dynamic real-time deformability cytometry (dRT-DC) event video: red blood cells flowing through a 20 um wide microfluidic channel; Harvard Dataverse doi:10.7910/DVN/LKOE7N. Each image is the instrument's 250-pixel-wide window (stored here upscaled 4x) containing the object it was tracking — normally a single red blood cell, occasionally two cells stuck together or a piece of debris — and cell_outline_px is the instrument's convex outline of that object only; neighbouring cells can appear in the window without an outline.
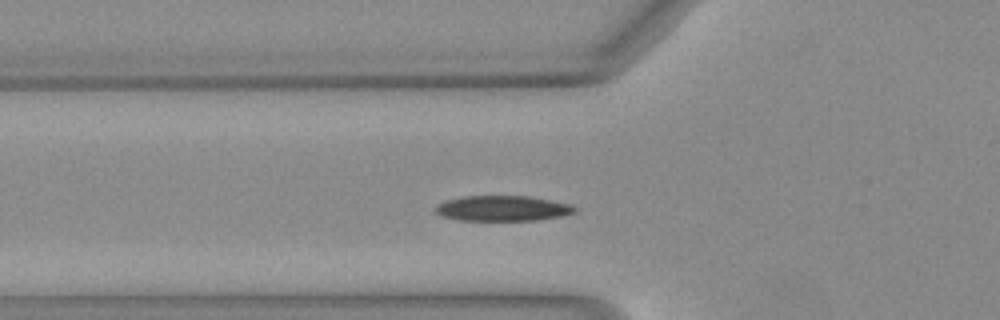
{"species": "Egyptian fruit bat (a non-hibernating species)", "species_latin": "Rousettus aegyptiacus", "temperature_condition": "warm", "stored_images_in_passage": 34, "camera_frame_rate_fps": 3000, "um_per_image_px": 0.085, "animal": {"sex": "female"}, "frame": {"image": 1, "passage_image": 2, "time_ms": 0.333, "image_size_px": [1000, 320], "cell_outline_px": [[576, 212], [560, 216], [540, 220], [460, 220], [440, 216], [432, 208], [436, 204], [448, 200], [464, 196], [528, 196], [568, 204], [576, 208]], "centroid_in_image_um": [42.66, 17.71], "position_along_channel_um": 83.1, "area_um2": 20.46}}
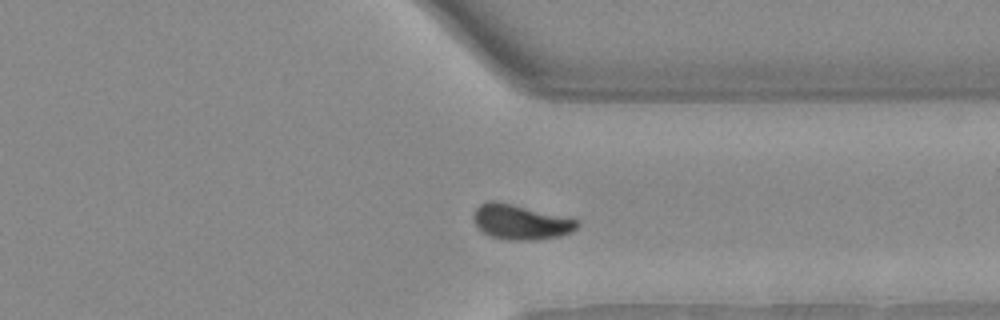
{"frame": {"image": 2, "passage_image": 23, "time_ms": 7.333, "image_size_px": [1000, 320], "cell_outline_px": [[580, 224], [572, 232], [560, 236], [532, 240], [508, 240], [488, 236], [476, 224], [472, 216], [476, 208], [480, 204], [488, 200], [496, 200], [572, 216]], "centroid_in_image_um": [44.3, 18.84], "position_along_channel_um": 367.1, "area_um2": 21.68}}
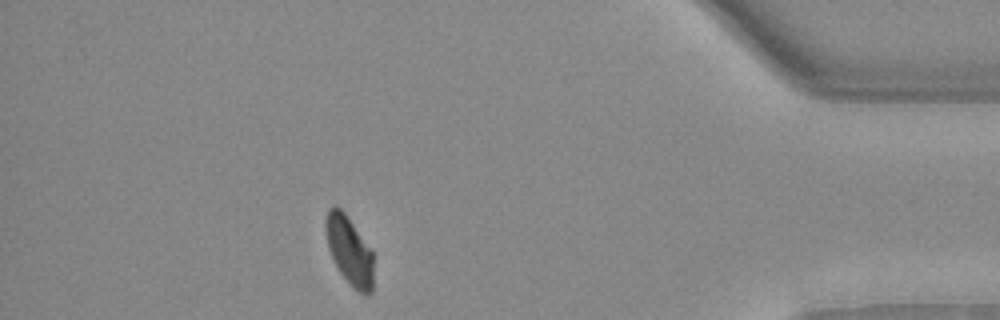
{"frame": {"image": 3, "passage_image": 29, "time_ms": 9.333, "image_size_px": [1000, 320], "cell_outline_px": [[372, 292], [368, 296], [352, 288], [340, 272], [328, 248], [324, 228], [324, 220], [328, 208], [332, 204], [336, 204], [344, 212], [372, 248]], "centroid_in_image_um": [29.67, 21.25], "position_along_channel_um": 405.5, "area_um2": 19.36}, "authors_computed_cell_mechanics": {"area_um2": 20.7213, "velocity_mm_per_s": 4.0478, "shape_relaxation_time_tau1_ms": 2.6147, "shape_relaxation_time_tau2_ms": 3.1626, "deformation_change_tau1": 0.1339, "deformation_change_tau2": 0.0586}}